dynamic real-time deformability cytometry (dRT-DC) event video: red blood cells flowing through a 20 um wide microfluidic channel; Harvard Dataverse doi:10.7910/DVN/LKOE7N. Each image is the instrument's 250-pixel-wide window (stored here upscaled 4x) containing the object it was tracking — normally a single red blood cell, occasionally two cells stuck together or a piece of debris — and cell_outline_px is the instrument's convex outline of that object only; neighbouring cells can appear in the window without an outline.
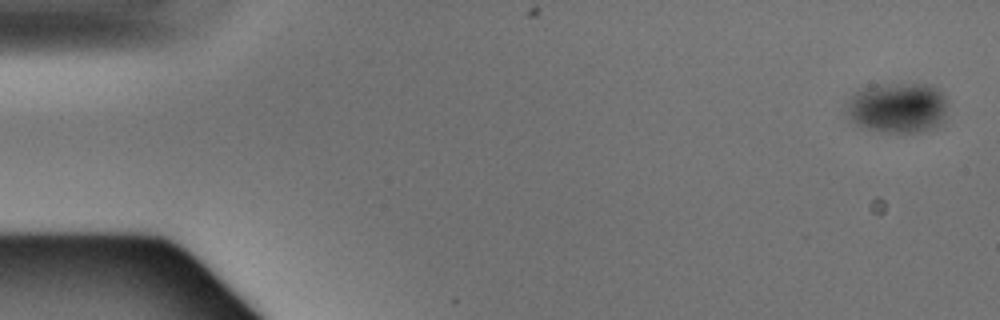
{"species": "Egyptian fruit bat (a non-hibernating species)", "species_latin": "Rousettus aegyptiacus", "temperature_condition": "warm", "stored_images_in_passage": 4, "camera_frame_rate_fps": 3000, "um_per_image_px": 0.085, "animal": {"sex": "male"}, "frame": {"image": 1, "passage_image": 1, "time_ms": 0.0, "image_size_px": [1000, 320], "cell_outline_px": [[948, 104], [944, 124], [936, 128], [920, 132], [880, 132], [856, 124], [844, 116], [844, 104], [860, 88], [872, 84], [928, 84], [936, 88], [944, 96]], "centroid_in_image_um": [76.28, 9.16], "position_along_channel_um": 8.7, "area_um2": 30.63}}
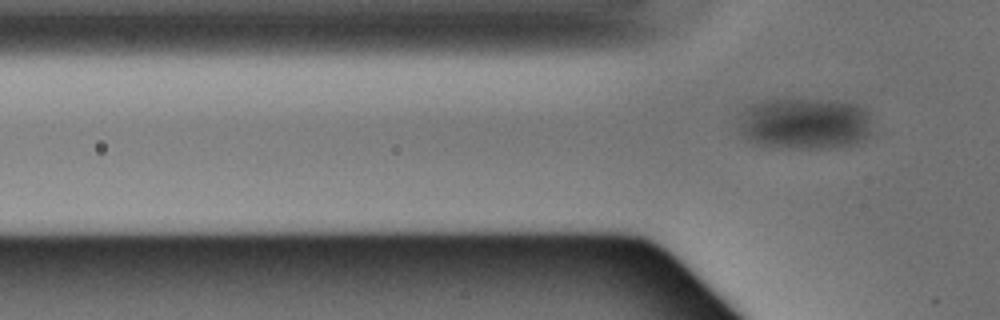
{"frame": {"image": 2, "passage_image": 4, "time_ms": 1.0, "image_size_px": [1000, 320], "cell_outline_px": [[872, 132], [864, 140], [856, 144], [832, 148], [800, 148], [756, 144], [740, 128], [740, 116], [752, 104], [764, 100], [836, 100], [856, 104], [864, 108], [868, 112]], "centroid_in_image_um": [68.51, 10.5], "position_along_channel_um": 57.3, "area_um2": 39.77}}